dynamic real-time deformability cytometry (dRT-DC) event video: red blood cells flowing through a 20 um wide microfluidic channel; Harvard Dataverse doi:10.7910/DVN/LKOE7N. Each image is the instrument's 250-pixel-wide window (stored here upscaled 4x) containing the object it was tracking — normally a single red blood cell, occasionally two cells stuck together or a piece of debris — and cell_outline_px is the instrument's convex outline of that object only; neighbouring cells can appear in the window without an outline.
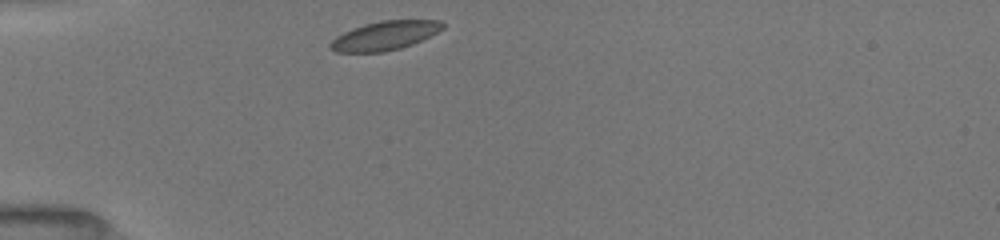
{"species": "common noctule bat (a hibernating species)", "species_latin": "Nyctalus noctula", "temperature_condition": "room temperature", "stored_images_in_passage": 47, "camera_frame_rate_fps": 3000, "um_per_image_px": 0.085, "animal": {"sex": "female", "body_mass_g": 19.5, "forearm_length_mm": 54.1}, "frame": {"image": 1, "passage_image": 1, "time_ms": 0.0, "image_size_px": [1000, 240], "cell_outline_px": [[444, 28], [412, 44], [400, 48], [384, 52], [336, 52], [328, 48], [328, 44], [336, 36], [352, 28], [364, 24], [380, 20], [440, 20], [444, 24]], "centroid_in_image_um": [32.66, 3.03], "position_along_channel_um": 52.3, "area_um2": 18.9}}
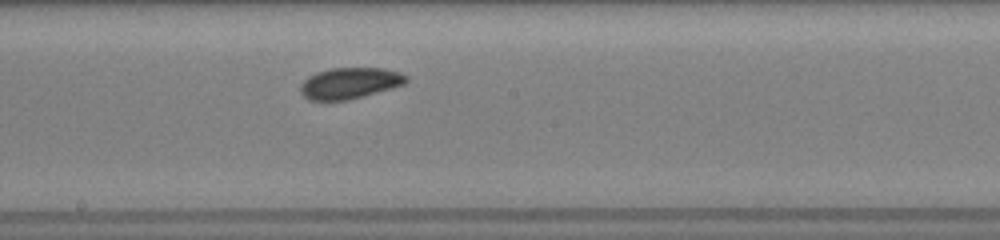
{"frame": {"image": 2, "passage_image": 19, "time_ms": 4.667, "image_size_px": [1000, 240], "cell_outline_px": [[408, 80], [404, 84], [392, 88], [348, 100], [308, 100], [300, 92], [300, 84], [308, 76], [316, 72], [332, 68], [384, 68], [400, 72], [408, 76]], "centroid_in_image_um": [29.72, 7.06], "position_along_channel_um": 218.5, "area_um2": 19.25}}
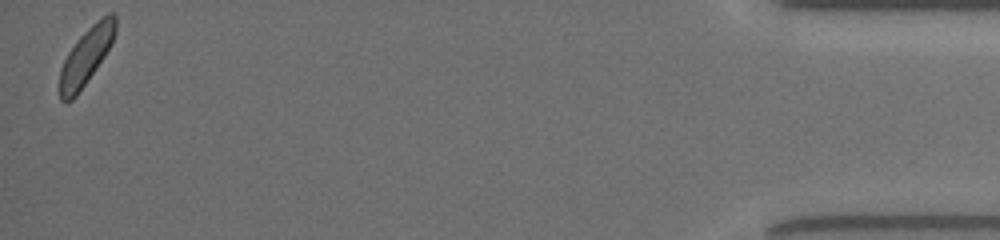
{"frame": {"image": 3, "passage_image": 47, "time_ms": 12.0, "image_size_px": [1000, 240], "cell_outline_px": [[116, 32], [104, 56], [96, 68], [76, 96], [72, 100], [60, 100], [60, 68], [68, 52], [76, 40], [92, 24], [108, 12], [112, 12], [116, 16]], "centroid_in_image_um": [7.32, 4.74], "position_along_channel_um": 427.9, "area_um2": 18.09}, "authors_computed_cell_mechanics": {"area_um2": 19.2474, "velocity_mm_per_s": 3.9491, "shape_relaxation_time_tau1_ms": 2.0376, "shape_relaxation_time_tau2_ms": null, "deformation_change_tau1": 0.0557, "deformation_change_tau2": null}}